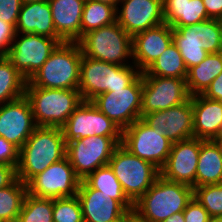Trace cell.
<instances>
[{
    "label": "cell",
    "mask_w": 222,
    "mask_h": 222,
    "mask_svg": "<svg viewBox=\"0 0 222 222\" xmlns=\"http://www.w3.org/2000/svg\"><path fill=\"white\" fill-rule=\"evenodd\" d=\"M142 120L153 129L159 128L172 143L194 137L191 96L178 106L145 114Z\"/></svg>",
    "instance_id": "ffe728a7"
},
{
    "label": "cell",
    "mask_w": 222,
    "mask_h": 222,
    "mask_svg": "<svg viewBox=\"0 0 222 222\" xmlns=\"http://www.w3.org/2000/svg\"><path fill=\"white\" fill-rule=\"evenodd\" d=\"M116 22V8L114 6L86 0L81 19V37L100 27Z\"/></svg>",
    "instance_id": "4dcf8cb0"
},
{
    "label": "cell",
    "mask_w": 222,
    "mask_h": 222,
    "mask_svg": "<svg viewBox=\"0 0 222 222\" xmlns=\"http://www.w3.org/2000/svg\"><path fill=\"white\" fill-rule=\"evenodd\" d=\"M93 1L102 2V3L108 4L117 8L121 0H93Z\"/></svg>",
    "instance_id": "ee69618b"
},
{
    "label": "cell",
    "mask_w": 222,
    "mask_h": 222,
    "mask_svg": "<svg viewBox=\"0 0 222 222\" xmlns=\"http://www.w3.org/2000/svg\"><path fill=\"white\" fill-rule=\"evenodd\" d=\"M66 156V143L59 127H37L20 148L17 178L27 184L51 164Z\"/></svg>",
    "instance_id": "6da1fadb"
},
{
    "label": "cell",
    "mask_w": 222,
    "mask_h": 222,
    "mask_svg": "<svg viewBox=\"0 0 222 222\" xmlns=\"http://www.w3.org/2000/svg\"><path fill=\"white\" fill-rule=\"evenodd\" d=\"M142 73L126 88L98 95L91 102L122 131L141 118Z\"/></svg>",
    "instance_id": "8fae6325"
},
{
    "label": "cell",
    "mask_w": 222,
    "mask_h": 222,
    "mask_svg": "<svg viewBox=\"0 0 222 222\" xmlns=\"http://www.w3.org/2000/svg\"><path fill=\"white\" fill-rule=\"evenodd\" d=\"M25 96L31 104L37 127L61 128L83 102L79 90L35 87L28 81Z\"/></svg>",
    "instance_id": "5b68a950"
},
{
    "label": "cell",
    "mask_w": 222,
    "mask_h": 222,
    "mask_svg": "<svg viewBox=\"0 0 222 222\" xmlns=\"http://www.w3.org/2000/svg\"><path fill=\"white\" fill-rule=\"evenodd\" d=\"M195 138L216 140L222 134V102L202 94L191 96Z\"/></svg>",
    "instance_id": "7402d4cb"
},
{
    "label": "cell",
    "mask_w": 222,
    "mask_h": 222,
    "mask_svg": "<svg viewBox=\"0 0 222 222\" xmlns=\"http://www.w3.org/2000/svg\"><path fill=\"white\" fill-rule=\"evenodd\" d=\"M20 149L13 143L0 136V164L17 169Z\"/></svg>",
    "instance_id": "d590c367"
},
{
    "label": "cell",
    "mask_w": 222,
    "mask_h": 222,
    "mask_svg": "<svg viewBox=\"0 0 222 222\" xmlns=\"http://www.w3.org/2000/svg\"><path fill=\"white\" fill-rule=\"evenodd\" d=\"M217 22H218V24H219L220 32H221V35H222V16H220V17L217 18Z\"/></svg>",
    "instance_id": "7dc6e473"
},
{
    "label": "cell",
    "mask_w": 222,
    "mask_h": 222,
    "mask_svg": "<svg viewBox=\"0 0 222 222\" xmlns=\"http://www.w3.org/2000/svg\"><path fill=\"white\" fill-rule=\"evenodd\" d=\"M16 179V168L0 164V189L11 185Z\"/></svg>",
    "instance_id": "60d3db41"
},
{
    "label": "cell",
    "mask_w": 222,
    "mask_h": 222,
    "mask_svg": "<svg viewBox=\"0 0 222 222\" xmlns=\"http://www.w3.org/2000/svg\"><path fill=\"white\" fill-rule=\"evenodd\" d=\"M163 16L171 27H187L210 19L203 0H162Z\"/></svg>",
    "instance_id": "484cf974"
},
{
    "label": "cell",
    "mask_w": 222,
    "mask_h": 222,
    "mask_svg": "<svg viewBox=\"0 0 222 222\" xmlns=\"http://www.w3.org/2000/svg\"><path fill=\"white\" fill-rule=\"evenodd\" d=\"M109 165L121 183L127 198L134 204L160 176V170L119 144Z\"/></svg>",
    "instance_id": "ba28073f"
},
{
    "label": "cell",
    "mask_w": 222,
    "mask_h": 222,
    "mask_svg": "<svg viewBox=\"0 0 222 222\" xmlns=\"http://www.w3.org/2000/svg\"><path fill=\"white\" fill-rule=\"evenodd\" d=\"M203 3L210 19L222 16V0H203Z\"/></svg>",
    "instance_id": "b9f144b4"
},
{
    "label": "cell",
    "mask_w": 222,
    "mask_h": 222,
    "mask_svg": "<svg viewBox=\"0 0 222 222\" xmlns=\"http://www.w3.org/2000/svg\"><path fill=\"white\" fill-rule=\"evenodd\" d=\"M193 198V187L164 179L161 175L134 203L132 215L142 222H163L183 212Z\"/></svg>",
    "instance_id": "7a4b0ae2"
},
{
    "label": "cell",
    "mask_w": 222,
    "mask_h": 222,
    "mask_svg": "<svg viewBox=\"0 0 222 222\" xmlns=\"http://www.w3.org/2000/svg\"><path fill=\"white\" fill-rule=\"evenodd\" d=\"M53 222H84L77 195L53 199Z\"/></svg>",
    "instance_id": "e575fe53"
},
{
    "label": "cell",
    "mask_w": 222,
    "mask_h": 222,
    "mask_svg": "<svg viewBox=\"0 0 222 222\" xmlns=\"http://www.w3.org/2000/svg\"><path fill=\"white\" fill-rule=\"evenodd\" d=\"M135 156L152 163L159 170L166 164L172 142L142 119L122 131V143Z\"/></svg>",
    "instance_id": "7c38bea8"
},
{
    "label": "cell",
    "mask_w": 222,
    "mask_h": 222,
    "mask_svg": "<svg viewBox=\"0 0 222 222\" xmlns=\"http://www.w3.org/2000/svg\"><path fill=\"white\" fill-rule=\"evenodd\" d=\"M15 31L20 34L33 33L50 38H61L54 28L48 0L22 4Z\"/></svg>",
    "instance_id": "cb8c5ba5"
},
{
    "label": "cell",
    "mask_w": 222,
    "mask_h": 222,
    "mask_svg": "<svg viewBox=\"0 0 222 222\" xmlns=\"http://www.w3.org/2000/svg\"><path fill=\"white\" fill-rule=\"evenodd\" d=\"M222 184V149L216 140L201 139L195 187Z\"/></svg>",
    "instance_id": "d4e9b609"
},
{
    "label": "cell",
    "mask_w": 222,
    "mask_h": 222,
    "mask_svg": "<svg viewBox=\"0 0 222 222\" xmlns=\"http://www.w3.org/2000/svg\"><path fill=\"white\" fill-rule=\"evenodd\" d=\"M200 146L201 139L195 137L172 143L170 154L160 170V175L168 181L195 188Z\"/></svg>",
    "instance_id": "ac0fdd59"
},
{
    "label": "cell",
    "mask_w": 222,
    "mask_h": 222,
    "mask_svg": "<svg viewBox=\"0 0 222 222\" xmlns=\"http://www.w3.org/2000/svg\"><path fill=\"white\" fill-rule=\"evenodd\" d=\"M163 222H185L183 212H178L165 219Z\"/></svg>",
    "instance_id": "7bdbcfd3"
},
{
    "label": "cell",
    "mask_w": 222,
    "mask_h": 222,
    "mask_svg": "<svg viewBox=\"0 0 222 222\" xmlns=\"http://www.w3.org/2000/svg\"><path fill=\"white\" fill-rule=\"evenodd\" d=\"M120 4L116 21L131 36L165 23L162 0H121Z\"/></svg>",
    "instance_id": "d6986e66"
},
{
    "label": "cell",
    "mask_w": 222,
    "mask_h": 222,
    "mask_svg": "<svg viewBox=\"0 0 222 222\" xmlns=\"http://www.w3.org/2000/svg\"><path fill=\"white\" fill-rule=\"evenodd\" d=\"M86 0H48L56 33L65 42L81 38V19Z\"/></svg>",
    "instance_id": "603a6c76"
},
{
    "label": "cell",
    "mask_w": 222,
    "mask_h": 222,
    "mask_svg": "<svg viewBox=\"0 0 222 222\" xmlns=\"http://www.w3.org/2000/svg\"><path fill=\"white\" fill-rule=\"evenodd\" d=\"M80 181L69 159L65 156L34 176L26 185L30 195L57 199L76 196Z\"/></svg>",
    "instance_id": "5bb4252c"
},
{
    "label": "cell",
    "mask_w": 222,
    "mask_h": 222,
    "mask_svg": "<svg viewBox=\"0 0 222 222\" xmlns=\"http://www.w3.org/2000/svg\"><path fill=\"white\" fill-rule=\"evenodd\" d=\"M142 80L141 118L145 114L178 106L190 98L186 79L142 76Z\"/></svg>",
    "instance_id": "9a60e30c"
},
{
    "label": "cell",
    "mask_w": 222,
    "mask_h": 222,
    "mask_svg": "<svg viewBox=\"0 0 222 222\" xmlns=\"http://www.w3.org/2000/svg\"><path fill=\"white\" fill-rule=\"evenodd\" d=\"M208 222H222V217H210Z\"/></svg>",
    "instance_id": "f6af8a7d"
},
{
    "label": "cell",
    "mask_w": 222,
    "mask_h": 222,
    "mask_svg": "<svg viewBox=\"0 0 222 222\" xmlns=\"http://www.w3.org/2000/svg\"><path fill=\"white\" fill-rule=\"evenodd\" d=\"M84 180L93 189L102 191L106 195H126L109 164L97 168Z\"/></svg>",
    "instance_id": "d6a6232c"
},
{
    "label": "cell",
    "mask_w": 222,
    "mask_h": 222,
    "mask_svg": "<svg viewBox=\"0 0 222 222\" xmlns=\"http://www.w3.org/2000/svg\"><path fill=\"white\" fill-rule=\"evenodd\" d=\"M82 56L78 42H62L27 81L35 87L78 90Z\"/></svg>",
    "instance_id": "3957f363"
},
{
    "label": "cell",
    "mask_w": 222,
    "mask_h": 222,
    "mask_svg": "<svg viewBox=\"0 0 222 222\" xmlns=\"http://www.w3.org/2000/svg\"><path fill=\"white\" fill-rule=\"evenodd\" d=\"M172 29V43L177 46L187 70L200 64L209 53L222 51V35L217 19Z\"/></svg>",
    "instance_id": "52a82bcc"
},
{
    "label": "cell",
    "mask_w": 222,
    "mask_h": 222,
    "mask_svg": "<svg viewBox=\"0 0 222 222\" xmlns=\"http://www.w3.org/2000/svg\"><path fill=\"white\" fill-rule=\"evenodd\" d=\"M140 74L141 71L134 64L115 65L83 55L78 90L83 101H92L102 93L126 88Z\"/></svg>",
    "instance_id": "277c9868"
},
{
    "label": "cell",
    "mask_w": 222,
    "mask_h": 222,
    "mask_svg": "<svg viewBox=\"0 0 222 222\" xmlns=\"http://www.w3.org/2000/svg\"><path fill=\"white\" fill-rule=\"evenodd\" d=\"M27 193V185L18 178L0 189V222H17Z\"/></svg>",
    "instance_id": "f546056e"
},
{
    "label": "cell",
    "mask_w": 222,
    "mask_h": 222,
    "mask_svg": "<svg viewBox=\"0 0 222 222\" xmlns=\"http://www.w3.org/2000/svg\"><path fill=\"white\" fill-rule=\"evenodd\" d=\"M183 216L185 222H208L210 219L209 213L194 196L183 211Z\"/></svg>",
    "instance_id": "8d00e7d4"
},
{
    "label": "cell",
    "mask_w": 222,
    "mask_h": 222,
    "mask_svg": "<svg viewBox=\"0 0 222 222\" xmlns=\"http://www.w3.org/2000/svg\"><path fill=\"white\" fill-rule=\"evenodd\" d=\"M122 136H89L66 144V156L82 181L97 168L108 165Z\"/></svg>",
    "instance_id": "9c48e42d"
},
{
    "label": "cell",
    "mask_w": 222,
    "mask_h": 222,
    "mask_svg": "<svg viewBox=\"0 0 222 222\" xmlns=\"http://www.w3.org/2000/svg\"><path fill=\"white\" fill-rule=\"evenodd\" d=\"M193 196L206 209L210 217H222V184L195 187Z\"/></svg>",
    "instance_id": "836d02e7"
},
{
    "label": "cell",
    "mask_w": 222,
    "mask_h": 222,
    "mask_svg": "<svg viewBox=\"0 0 222 222\" xmlns=\"http://www.w3.org/2000/svg\"><path fill=\"white\" fill-rule=\"evenodd\" d=\"M15 27L0 19V56H6L15 39Z\"/></svg>",
    "instance_id": "f35d334b"
},
{
    "label": "cell",
    "mask_w": 222,
    "mask_h": 222,
    "mask_svg": "<svg viewBox=\"0 0 222 222\" xmlns=\"http://www.w3.org/2000/svg\"><path fill=\"white\" fill-rule=\"evenodd\" d=\"M17 222H53V199L27 193Z\"/></svg>",
    "instance_id": "1f68e13d"
},
{
    "label": "cell",
    "mask_w": 222,
    "mask_h": 222,
    "mask_svg": "<svg viewBox=\"0 0 222 222\" xmlns=\"http://www.w3.org/2000/svg\"><path fill=\"white\" fill-rule=\"evenodd\" d=\"M222 73V51L209 53L198 65L188 70L186 86L190 96L203 94Z\"/></svg>",
    "instance_id": "4316f807"
},
{
    "label": "cell",
    "mask_w": 222,
    "mask_h": 222,
    "mask_svg": "<svg viewBox=\"0 0 222 222\" xmlns=\"http://www.w3.org/2000/svg\"><path fill=\"white\" fill-rule=\"evenodd\" d=\"M217 143L220 145L222 149V134L216 139Z\"/></svg>",
    "instance_id": "c3c4849f"
},
{
    "label": "cell",
    "mask_w": 222,
    "mask_h": 222,
    "mask_svg": "<svg viewBox=\"0 0 222 222\" xmlns=\"http://www.w3.org/2000/svg\"><path fill=\"white\" fill-rule=\"evenodd\" d=\"M36 128L32 107L25 95L0 105V136L19 149Z\"/></svg>",
    "instance_id": "e0dca14e"
},
{
    "label": "cell",
    "mask_w": 222,
    "mask_h": 222,
    "mask_svg": "<svg viewBox=\"0 0 222 222\" xmlns=\"http://www.w3.org/2000/svg\"><path fill=\"white\" fill-rule=\"evenodd\" d=\"M77 42L86 57L121 66L133 64L132 36L117 21L84 34Z\"/></svg>",
    "instance_id": "8992f818"
},
{
    "label": "cell",
    "mask_w": 222,
    "mask_h": 222,
    "mask_svg": "<svg viewBox=\"0 0 222 222\" xmlns=\"http://www.w3.org/2000/svg\"><path fill=\"white\" fill-rule=\"evenodd\" d=\"M202 95L208 99L222 102V73L211 82Z\"/></svg>",
    "instance_id": "ab89813d"
},
{
    "label": "cell",
    "mask_w": 222,
    "mask_h": 222,
    "mask_svg": "<svg viewBox=\"0 0 222 222\" xmlns=\"http://www.w3.org/2000/svg\"><path fill=\"white\" fill-rule=\"evenodd\" d=\"M65 42L62 38H50L37 34L16 33L6 57L28 80L46 62L56 47Z\"/></svg>",
    "instance_id": "4fadbf2b"
},
{
    "label": "cell",
    "mask_w": 222,
    "mask_h": 222,
    "mask_svg": "<svg viewBox=\"0 0 222 222\" xmlns=\"http://www.w3.org/2000/svg\"><path fill=\"white\" fill-rule=\"evenodd\" d=\"M173 29L163 23L132 36V63L144 72L172 43Z\"/></svg>",
    "instance_id": "44dd1931"
},
{
    "label": "cell",
    "mask_w": 222,
    "mask_h": 222,
    "mask_svg": "<svg viewBox=\"0 0 222 222\" xmlns=\"http://www.w3.org/2000/svg\"><path fill=\"white\" fill-rule=\"evenodd\" d=\"M21 6V0H0V19L16 27Z\"/></svg>",
    "instance_id": "74e56055"
},
{
    "label": "cell",
    "mask_w": 222,
    "mask_h": 222,
    "mask_svg": "<svg viewBox=\"0 0 222 222\" xmlns=\"http://www.w3.org/2000/svg\"><path fill=\"white\" fill-rule=\"evenodd\" d=\"M142 76H161L169 78L186 79L188 70L183 58L174 43L156 59L144 72Z\"/></svg>",
    "instance_id": "83f0119b"
},
{
    "label": "cell",
    "mask_w": 222,
    "mask_h": 222,
    "mask_svg": "<svg viewBox=\"0 0 222 222\" xmlns=\"http://www.w3.org/2000/svg\"><path fill=\"white\" fill-rule=\"evenodd\" d=\"M65 143L89 136H122V130L91 101H83L61 127Z\"/></svg>",
    "instance_id": "2e32d148"
},
{
    "label": "cell",
    "mask_w": 222,
    "mask_h": 222,
    "mask_svg": "<svg viewBox=\"0 0 222 222\" xmlns=\"http://www.w3.org/2000/svg\"><path fill=\"white\" fill-rule=\"evenodd\" d=\"M128 222H142L140 220H138L137 218H135L132 214L129 216Z\"/></svg>",
    "instance_id": "bcb514c9"
},
{
    "label": "cell",
    "mask_w": 222,
    "mask_h": 222,
    "mask_svg": "<svg viewBox=\"0 0 222 222\" xmlns=\"http://www.w3.org/2000/svg\"><path fill=\"white\" fill-rule=\"evenodd\" d=\"M77 196L84 222H128L134 204L126 195H106L80 181Z\"/></svg>",
    "instance_id": "30bf717a"
},
{
    "label": "cell",
    "mask_w": 222,
    "mask_h": 222,
    "mask_svg": "<svg viewBox=\"0 0 222 222\" xmlns=\"http://www.w3.org/2000/svg\"><path fill=\"white\" fill-rule=\"evenodd\" d=\"M27 80L6 56H0V105L25 95Z\"/></svg>",
    "instance_id": "f1b7e54d"
},
{
    "label": "cell",
    "mask_w": 222,
    "mask_h": 222,
    "mask_svg": "<svg viewBox=\"0 0 222 222\" xmlns=\"http://www.w3.org/2000/svg\"><path fill=\"white\" fill-rule=\"evenodd\" d=\"M36 1H44V0H21L22 4L36 2Z\"/></svg>",
    "instance_id": "681fc988"
}]
</instances>
